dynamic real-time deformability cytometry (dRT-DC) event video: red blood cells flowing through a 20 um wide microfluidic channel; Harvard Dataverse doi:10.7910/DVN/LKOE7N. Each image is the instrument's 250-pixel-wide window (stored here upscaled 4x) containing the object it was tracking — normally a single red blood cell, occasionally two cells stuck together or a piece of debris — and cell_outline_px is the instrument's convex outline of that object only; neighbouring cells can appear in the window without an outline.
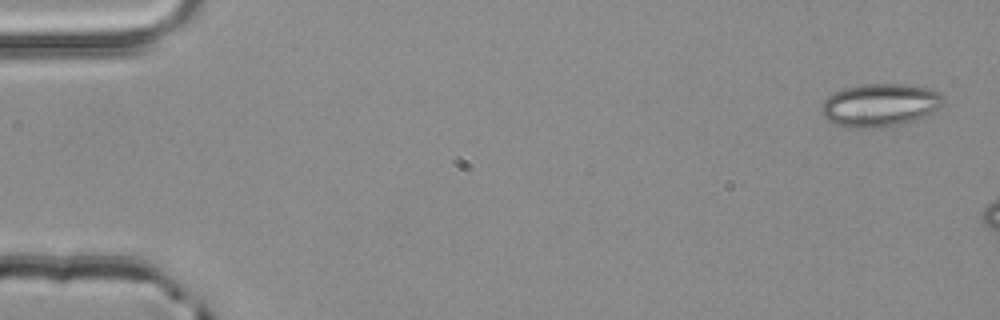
{"species": "common noctule bat (a hibernating species)", "species_latin": "Nyctalus noctula", "temperature_condition": "room temperature", "stored_images_in_passage": 5, "camera_frame_rate_fps": 3000, "um_per_image_px": 0.085, "animal": {"sex": "male", "body_mass_g": 20.4}, "frame": {"image": 1, "passage_image": 1, "time_ms": 0.0, "image_size_px": [1000, 320], "cell_outline_px": [[944, 104], [940, 108], [916, 120], [900, 124], [872, 128], [856, 128], [836, 124], [828, 120], [820, 112], [820, 104], [828, 96], [844, 88], [860, 84], [912, 84], [932, 88], [940, 92], [944, 96]], "centroid_in_image_um": [74.83, 8.91], "position_along_channel_um": 10.2, "area_um2": 30.92}}